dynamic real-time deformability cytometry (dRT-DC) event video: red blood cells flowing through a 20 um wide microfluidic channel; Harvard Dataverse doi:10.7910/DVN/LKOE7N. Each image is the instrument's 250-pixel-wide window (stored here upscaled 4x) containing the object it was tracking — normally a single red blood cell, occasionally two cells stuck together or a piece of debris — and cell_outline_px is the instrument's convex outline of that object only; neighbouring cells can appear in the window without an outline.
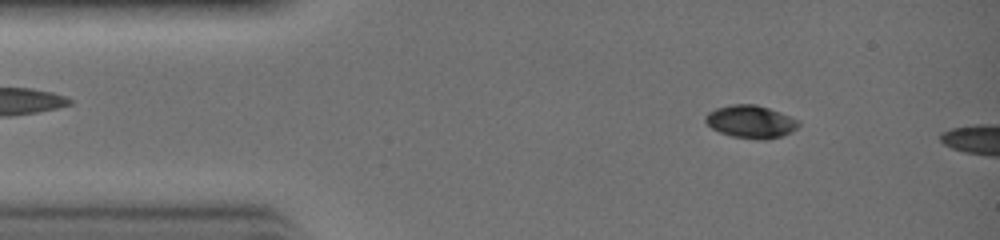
{"species": "common noctule bat (a hibernating species)", "species_latin": "Nyctalus noctula", "temperature_condition": "warm", "stored_images_in_passage": 5, "camera_frame_rate_fps": 3000, "um_per_image_px": 0.085, "animal": {"sex": "female", "body_mass_g": 19.0, "forearm_length_mm": 51.5}, "frame": {"image": 1, "passage_image": 3, "time_ms": 0.667, "image_size_px": [1000, 240], "cell_outline_px": [[800, 124], [796, 128], [780, 136], [764, 140], [756, 140], [732, 136], [720, 132], [712, 128], [704, 120], [704, 116], [708, 112], [716, 108], [732, 104], [756, 104], [768, 108], [800, 120]], "centroid_in_image_um": [63.79, 10.34], "position_along_channel_um": 21.2, "area_um2": 17.69}}